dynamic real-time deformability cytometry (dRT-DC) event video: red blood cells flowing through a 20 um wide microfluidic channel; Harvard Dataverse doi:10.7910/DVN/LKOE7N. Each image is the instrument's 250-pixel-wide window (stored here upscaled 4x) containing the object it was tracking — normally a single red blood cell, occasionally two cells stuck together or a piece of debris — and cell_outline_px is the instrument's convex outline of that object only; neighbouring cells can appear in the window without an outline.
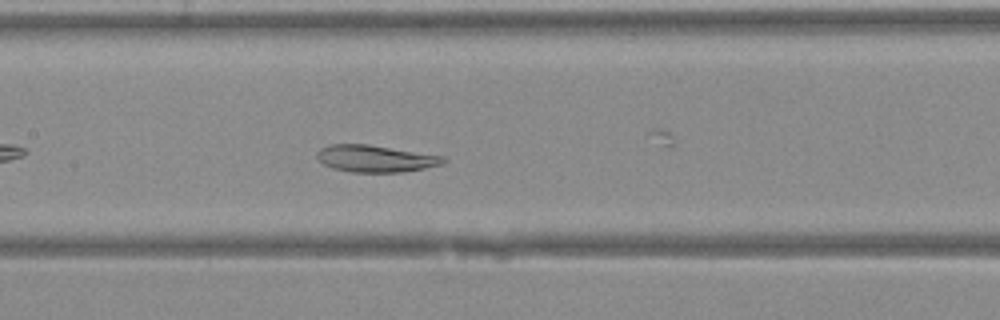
{"species": "Egyptian fruit bat (a non-hibernating species)", "species_latin": "Rousettus aegyptiacus", "temperature_condition": "warm", "stored_images_in_passage": 32, "camera_frame_rate_fps": 3000, "um_per_image_px": 0.085, "animal": {"sex": "female"}, "frame": {"image": 1, "passage_image": 10, "time_ms": 3.0, "image_size_px": [1000, 320], "cell_outline_px": [[448, 160], [444, 164], [424, 168], [400, 172], [352, 172], [332, 168], [324, 164], [316, 156], [316, 152], [320, 148], [332, 144], [368, 144], [444, 156]], "centroid_in_image_um": [31.92, 13.48], "position_along_channel_um": 175.5, "area_um2": 19.83}}
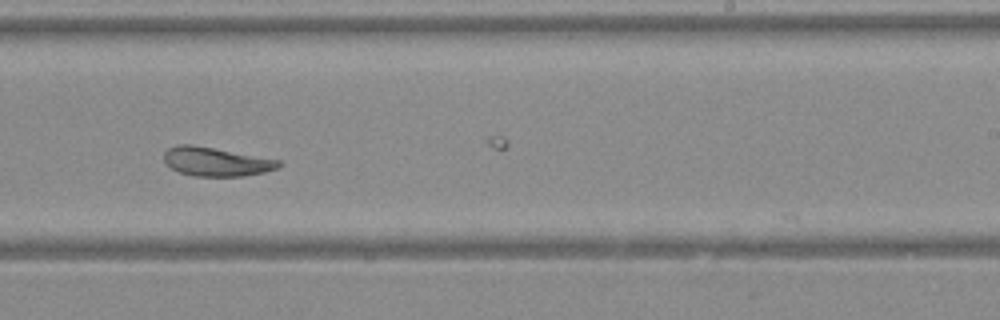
{"frame": {"image": 2, "passage_image": 16, "time_ms": 5.0, "image_size_px": [1000, 320], "cell_outline_px": [[280, 164], [276, 168], [264, 172], [244, 176], [192, 176], [180, 172], [172, 168], [164, 160], [164, 152], [168, 148], [180, 144], [192, 144], [280, 160]], "centroid_in_image_um": [18.34, 13.74], "position_along_channel_um": 270.7, "area_um2": 19.07}}
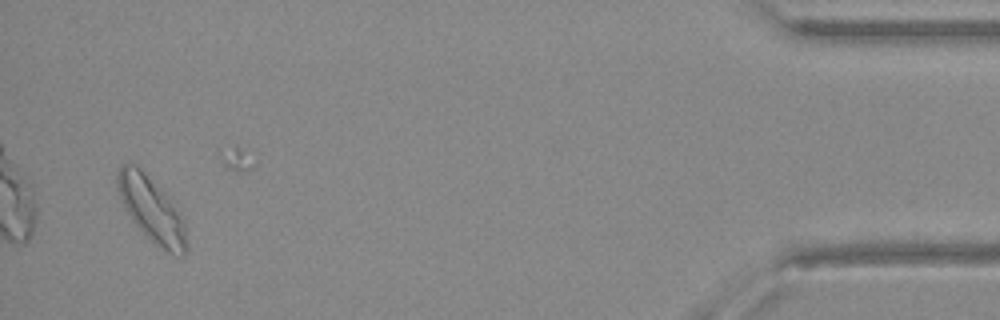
{"frame": {"image": 3, "passage_image": 30, "time_ms": 9.667, "image_size_px": [1000, 320], "cell_outline_px": [[188, 252], [184, 256], [180, 256], [168, 252], [160, 248], [132, 220], [120, 196], [116, 184], [116, 172], [120, 164], [136, 164], [168, 196], [184, 216], [188, 244]], "centroid_in_image_um": [12.94, 17.82], "position_along_channel_um": 422.3, "area_um2": 26.18}}